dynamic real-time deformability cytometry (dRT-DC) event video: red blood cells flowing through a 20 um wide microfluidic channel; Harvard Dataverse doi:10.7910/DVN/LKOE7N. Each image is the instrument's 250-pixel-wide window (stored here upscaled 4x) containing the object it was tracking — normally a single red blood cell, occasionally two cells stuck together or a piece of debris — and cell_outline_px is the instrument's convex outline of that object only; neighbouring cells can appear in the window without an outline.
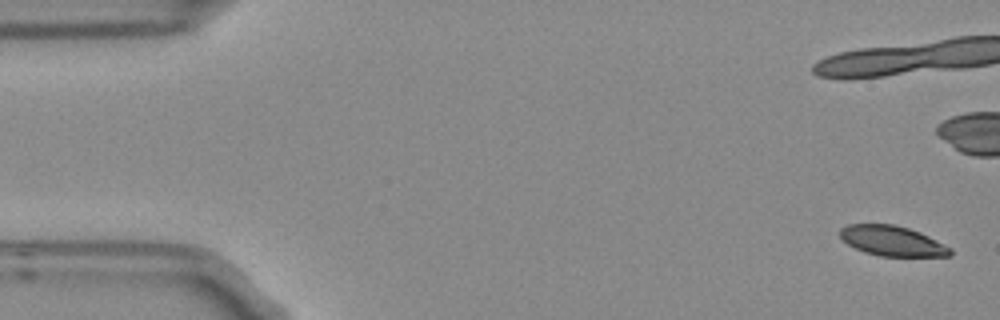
{"species": "Egyptian fruit bat (a non-hibernating species)", "species_latin": "Rousettus aegyptiacus", "temperature_condition": "room temperature", "stored_images_in_passage": 5, "camera_frame_rate_fps": 3000, "um_per_image_px": 0.085, "frame": {"image": 1, "passage_image": 1, "time_ms": 0.0, "image_size_px": [1000, 320], "cell_outline_px": [[952, 256], [880, 256], [864, 252], [848, 244], [840, 236], [840, 228], [848, 224], [892, 224], [908, 228], [920, 232], [952, 248]], "centroid_in_image_um": [75.85, 20.48], "position_along_channel_um": 9.1, "area_um2": 19.25}}